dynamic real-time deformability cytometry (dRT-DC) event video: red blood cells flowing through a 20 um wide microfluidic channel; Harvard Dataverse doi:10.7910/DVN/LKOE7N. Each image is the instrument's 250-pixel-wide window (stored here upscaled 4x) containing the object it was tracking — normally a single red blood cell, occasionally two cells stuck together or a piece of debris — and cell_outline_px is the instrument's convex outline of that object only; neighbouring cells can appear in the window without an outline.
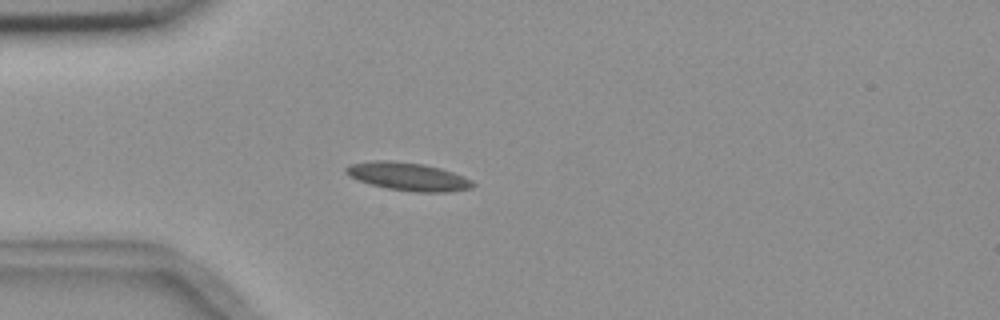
{"species": "common noctule bat (a hibernating species)", "species_latin": "Nyctalus noctula", "temperature_condition": "room temperature", "stored_images_in_passage": 4, "camera_frame_rate_fps": 3000, "um_per_image_px": 0.085, "animal": {"sex": "female", "body_mass_g": 18.4}, "frame": {"image": 1, "passage_image": 4, "time_ms": 4.333, "image_size_px": [1000, 320], "cell_outline_px": [[476, 184], [472, 188], [448, 192], [416, 192], [388, 188], [368, 184], [344, 172], [344, 168], [348, 164], [372, 160], [388, 160], [424, 164], [440, 168], [452, 172], [472, 180]], "centroid_in_image_um": [34.68, 15.0], "position_along_channel_um": 50.3, "area_um2": 20.75}}